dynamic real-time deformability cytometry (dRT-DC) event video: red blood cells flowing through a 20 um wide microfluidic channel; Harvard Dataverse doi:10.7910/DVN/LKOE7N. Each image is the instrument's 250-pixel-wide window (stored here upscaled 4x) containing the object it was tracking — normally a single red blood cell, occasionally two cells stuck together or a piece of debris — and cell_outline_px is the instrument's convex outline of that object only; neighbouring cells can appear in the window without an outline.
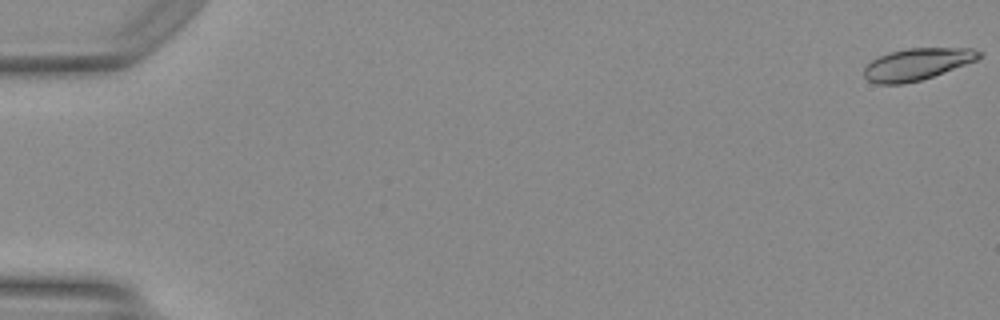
{"species": "Egyptian fruit bat (a non-hibernating species)", "species_latin": "Rousettus aegyptiacus", "temperature_condition": "warm", "stored_images_in_passage": 11, "camera_frame_rate_fps": 3000, "um_per_image_px": 0.085, "animal": {"sex": "female"}, "frame": {"image": 1, "passage_image": 1, "time_ms": 0.0, "image_size_px": [1000, 320], "cell_outline_px": [[984, 56], [976, 60], [932, 76], [920, 80], [904, 84], [876, 84], [868, 80], [864, 76], [864, 68], [872, 60], [880, 56], [892, 52], [908, 48], [972, 48], [984, 52]], "centroid_in_image_um": [77.97, 5.45], "position_along_channel_um": 7.0, "area_um2": 21.15}}